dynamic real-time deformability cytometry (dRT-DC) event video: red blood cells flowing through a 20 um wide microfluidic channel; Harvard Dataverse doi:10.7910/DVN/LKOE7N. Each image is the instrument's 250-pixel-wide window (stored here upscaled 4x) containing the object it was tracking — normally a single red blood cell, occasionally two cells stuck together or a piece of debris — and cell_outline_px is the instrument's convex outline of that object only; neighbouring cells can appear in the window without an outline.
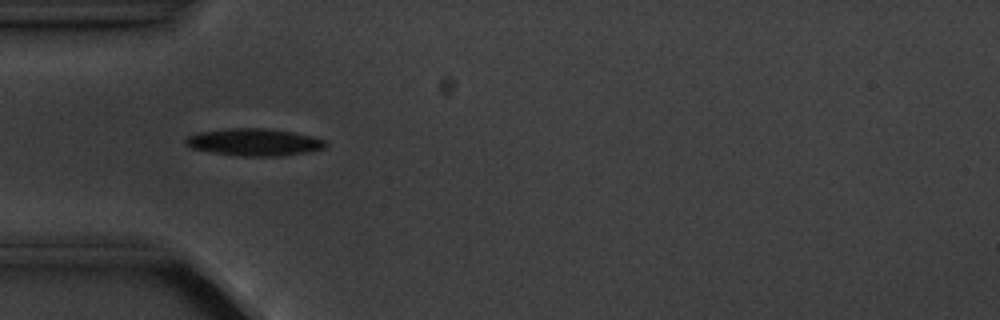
{"species": "common noctule bat (a hibernating species)", "species_latin": "Nyctalus noctula", "temperature_condition": "cold", "stored_images_in_passage": 6, "camera_frame_rate_fps": 3000, "um_per_image_px": 0.085, "animal": {"sex": "male", "body_mass_g": 20.1, "forearm_length_mm": 53.5}, "frame": {"image": 1, "passage_image": 3, "time_ms": 3.333, "image_size_px": [1000, 320], "cell_outline_px": [[328, 144], [324, 148], [308, 152], [276, 156], [244, 156], [212, 152], [192, 148], [184, 144], [184, 140], [188, 136], [196, 132], [228, 128], [268, 128], [292, 132], [324, 140]], "centroid_in_image_um": [21.56, 12.07], "position_along_channel_um": 63.4, "area_um2": 22.08}}
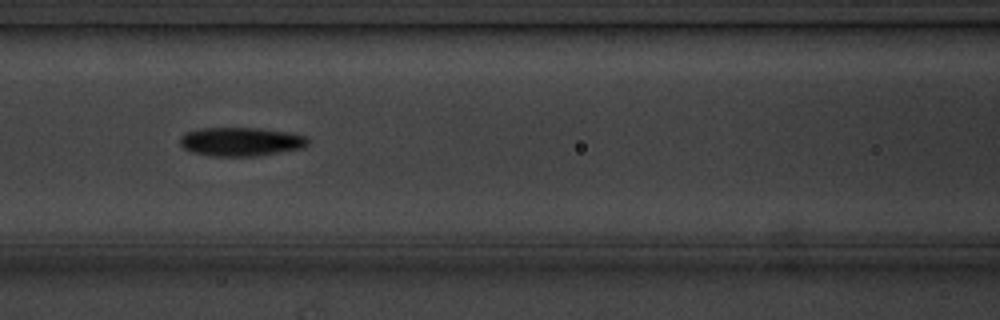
{"frame": {"image": 2, "passage_image": 5, "time_ms": 5.667, "image_size_px": [1000, 320], "cell_outline_px": [[308, 144], [300, 148], [256, 156], [212, 156], [192, 152], [184, 148], [180, 144], [180, 136], [184, 132], [200, 128], [260, 128], [288, 132], [308, 136]], "centroid_in_image_um": [20.44, 12.03], "position_along_channel_um": 146.2, "area_um2": 21.44}}